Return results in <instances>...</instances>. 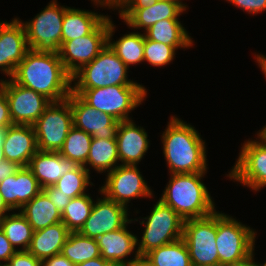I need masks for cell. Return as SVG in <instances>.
Returning <instances> with one entry per match:
<instances>
[{"label":"cell","mask_w":266,"mask_h":266,"mask_svg":"<svg viewBox=\"0 0 266 266\" xmlns=\"http://www.w3.org/2000/svg\"><path fill=\"white\" fill-rule=\"evenodd\" d=\"M76 266H116L114 263L104 260L102 257H96L83 263L77 264Z\"/></svg>","instance_id":"44"},{"label":"cell","mask_w":266,"mask_h":266,"mask_svg":"<svg viewBox=\"0 0 266 266\" xmlns=\"http://www.w3.org/2000/svg\"><path fill=\"white\" fill-rule=\"evenodd\" d=\"M86 104L107 113L117 121L131 120L129 112L140 106L146 98L144 86H108L93 89H72Z\"/></svg>","instance_id":"5"},{"label":"cell","mask_w":266,"mask_h":266,"mask_svg":"<svg viewBox=\"0 0 266 266\" xmlns=\"http://www.w3.org/2000/svg\"><path fill=\"white\" fill-rule=\"evenodd\" d=\"M41 266H76L61 253L41 260Z\"/></svg>","instance_id":"43"},{"label":"cell","mask_w":266,"mask_h":266,"mask_svg":"<svg viewBox=\"0 0 266 266\" xmlns=\"http://www.w3.org/2000/svg\"><path fill=\"white\" fill-rule=\"evenodd\" d=\"M149 0H125L124 2H144Z\"/></svg>","instance_id":"51"},{"label":"cell","mask_w":266,"mask_h":266,"mask_svg":"<svg viewBox=\"0 0 266 266\" xmlns=\"http://www.w3.org/2000/svg\"><path fill=\"white\" fill-rule=\"evenodd\" d=\"M13 125L9 114V104L4 91L0 88V129Z\"/></svg>","instance_id":"40"},{"label":"cell","mask_w":266,"mask_h":266,"mask_svg":"<svg viewBox=\"0 0 266 266\" xmlns=\"http://www.w3.org/2000/svg\"><path fill=\"white\" fill-rule=\"evenodd\" d=\"M107 16L68 7L62 24V44L90 34Z\"/></svg>","instance_id":"25"},{"label":"cell","mask_w":266,"mask_h":266,"mask_svg":"<svg viewBox=\"0 0 266 266\" xmlns=\"http://www.w3.org/2000/svg\"><path fill=\"white\" fill-rule=\"evenodd\" d=\"M258 140H248L243 144L234 167L227 175L255 191L266 187V144Z\"/></svg>","instance_id":"15"},{"label":"cell","mask_w":266,"mask_h":266,"mask_svg":"<svg viewBox=\"0 0 266 266\" xmlns=\"http://www.w3.org/2000/svg\"><path fill=\"white\" fill-rule=\"evenodd\" d=\"M92 138L90 134L73 126L59 153L79 166H86Z\"/></svg>","instance_id":"33"},{"label":"cell","mask_w":266,"mask_h":266,"mask_svg":"<svg viewBox=\"0 0 266 266\" xmlns=\"http://www.w3.org/2000/svg\"><path fill=\"white\" fill-rule=\"evenodd\" d=\"M17 252L11 245L10 241L5 236L4 232L0 230V263L9 262V259Z\"/></svg>","instance_id":"41"},{"label":"cell","mask_w":266,"mask_h":266,"mask_svg":"<svg viewBox=\"0 0 266 266\" xmlns=\"http://www.w3.org/2000/svg\"><path fill=\"white\" fill-rule=\"evenodd\" d=\"M170 118L161 139L170 174L206 172V147L200 134L180 118Z\"/></svg>","instance_id":"2"},{"label":"cell","mask_w":266,"mask_h":266,"mask_svg":"<svg viewBox=\"0 0 266 266\" xmlns=\"http://www.w3.org/2000/svg\"><path fill=\"white\" fill-rule=\"evenodd\" d=\"M150 213L140 222L145 225L142 240L136 247L140 256L183 237L184 220L170 206L159 199Z\"/></svg>","instance_id":"6"},{"label":"cell","mask_w":266,"mask_h":266,"mask_svg":"<svg viewBox=\"0 0 266 266\" xmlns=\"http://www.w3.org/2000/svg\"><path fill=\"white\" fill-rule=\"evenodd\" d=\"M73 126L90 134L93 138L116 139L119 125L114 117L86 104L77 94L70 93Z\"/></svg>","instance_id":"17"},{"label":"cell","mask_w":266,"mask_h":266,"mask_svg":"<svg viewBox=\"0 0 266 266\" xmlns=\"http://www.w3.org/2000/svg\"><path fill=\"white\" fill-rule=\"evenodd\" d=\"M117 162L119 157L116 139L92 138L85 168L88 164L99 173L106 170L109 173L118 166Z\"/></svg>","instance_id":"29"},{"label":"cell","mask_w":266,"mask_h":266,"mask_svg":"<svg viewBox=\"0 0 266 266\" xmlns=\"http://www.w3.org/2000/svg\"><path fill=\"white\" fill-rule=\"evenodd\" d=\"M94 201L89 194L72 198L61 213L62 222L70 232H79L90 216Z\"/></svg>","instance_id":"34"},{"label":"cell","mask_w":266,"mask_h":266,"mask_svg":"<svg viewBox=\"0 0 266 266\" xmlns=\"http://www.w3.org/2000/svg\"><path fill=\"white\" fill-rule=\"evenodd\" d=\"M255 59L258 62V65L260 66V68L262 69L263 74L266 77V56L258 54Z\"/></svg>","instance_id":"47"},{"label":"cell","mask_w":266,"mask_h":266,"mask_svg":"<svg viewBox=\"0 0 266 266\" xmlns=\"http://www.w3.org/2000/svg\"><path fill=\"white\" fill-rule=\"evenodd\" d=\"M176 49L164 43L152 41L145 38L144 42V61L153 66H164L174 59Z\"/></svg>","instance_id":"36"},{"label":"cell","mask_w":266,"mask_h":266,"mask_svg":"<svg viewBox=\"0 0 266 266\" xmlns=\"http://www.w3.org/2000/svg\"><path fill=\"white\" fill-rule=\"evenodd\" d=\"M29 50L23 22L14 18L0 24V70L12 77L17 65Z\"/></svg>","instance_id":"18"},{"label":"cell","mask_w":266,"mask_h":266,"mask_svg":"<svg viewBox=\"0 0 266 266\" xmlns=\"http://www.w3.org/2000/svg\"><path fill=\"white\" fill-rule=\"evenodd\" d=\"M186 4L174 0H149L144 2H124L119 8L121 19L132 29H145L166 19H179Z\"/></svg>","instance_id":"12"},{"label":"cell","mask_w":266,"mask_h":266,"mask_svg":"<svg viewBox=\"0 0 266 266\" xmlns=\"http://www.w3.org/2000/svg\"><path fill=\"white\" fill-rule=\"evenodd\" d=\"M10 211L11 210L7 207V205L3 201L2 195L0 194V216H5L7 215V212H10Z\"/></svg>","instance_id":"49"},{"label":"cell","mask_w":266,"mask_h":266,"mask_svg":"<svg viewBox=\"0 0 266 266\" xmlns=\"http://www.w3.org/2000/svg\"><path fill=\"white\" fill-rule=\"evenodd\" d=\"M140 173L135 165L119 164L106 175V182L99 192L126 207L131 198H150L153 193Z\"/></svg>","instance_id":"13"},{"label":"cell","mask_w":266,"mask_h":266,"mask_svg":"<svg viewBox=\"0 0 266 266\" xmlns=\"http://www.w3.org/2000/svg\"><path fill=\"white\" fill-rule=\"evenodd\" d=\"M21 166H19L17 163L15 162H11L8 160H3L0 163V182H2L3 180H5L7 177L15 174Z\"/></svg>","instance_id":"42"},{"label":"cell","mask_w":266,"mask_h":266,"mask_svg":"<svg viewBox=\"0 0 266 266\" xmlns=\"http://www.w3.org/2000/svg\"><path fill=\"white\" fill-rule=\"evenodd\" d=\"M2 145L5 159L21 167H27L38 151L32 125L13 124L7 127Z\"/></svg>","instance_id":"20"},{"label":"cell","mask_w":266,"mask_h":266,"mask_svg":"<svg viewBox=\"0 0 266 266\" xmlns=\"http://www.w3.org/2000/svg\"><path fill=\"white\" fill-rule=\"evenodd\" d=\"M10 266H41V260L28 251H17L10 259Z\"/></svg>","instance_id":"38"},{"label":"cell","mask_w":266,"mask_h":266,"mask_svg":"<svg viewBox=\"0 0 266 266\" xmlns=\"http://www.w3.org/2000/svg\"><path fill=\"white\" fill-rule=\"evenodd\" d=\"M42 190L47 194L50 201L54 204L57 210L62 213L66 206L69 204L70 198L61 193L60 190H58L54 185L47 186Z\"/></svg>","instance_id":"37"},{"label":"cell","mask_w":266,"mask_h":266,"mask_svg":"<svg viewBox=\"0 0 266 266\" xmlns=\"http://www.w3.org/2000/svg\"><path fill=\"white\" fill-rule=\"evenodd\" d=\"M61 254L75 265L101 257L97 240L83 236L79 232H70Z\"/></svg>","instance_id":"30"},{"label":"cell","mask_w":266,"mask_h":266,"mask_svg":"<svg viewBox=\"0 0 266 266\" xmlns=\"http://www.w3.org/2000/svg\"><path fill=\"white\" fill-rule=\"evenodd\" d=\"M234 6L251 14H258L266 10V0H226Z\"/></svg>","instance_id":"39"},{"label":"cell","mask_w":266,"mask_h":266,"mask_svg":"<svg viewBox=\"0 0 266 266\" xmlns=\"http://www.w3.org/2000/svg\"><path fill=\"white\" fill-rule=\"evenodd\" d=\"M34 231L62 222L61 213L42 190L20 210Z\"/></svg>","instance_id":"26"},{"label":"cell","mask_w":266,"mask_h":266,"mask_svg":"<svg viewBox=\"0 0 266 266\" xmlns=\"http://www.w3.org/2000/svg\"><path fill=\"white\" fill-rule=\"evenodd\" d=\"M0 266H10V265L8 263H4V264L0 263Z\"/></svg>","instance_id":"53"},{"label":"cell","mask_w":266,"mask_h":266,"mask_svg":"<svg viewBox=\"0 0 266 266\" xmlns=\"http://www.w3.org/2000/svg\"><path fill=\"white\" fill-rule=\"evenodd\" d=\"M6 133V129H0V163L5 160L4 152H3V140Z\"/></svg>","instance_id":"48"},{"label":"cell","mask_w":266,"mask_h":266,"mask_svg":"<svg viewBox=\"0 0 266 266\" xmlns=\"http://www.w3.org/2000/svg\"><path fill=\"white\" fill-rule=\"evenodd\" d=\"M69 234L63 222L36 230L27 251L40 260L60 254Z\"/></svg>","instance_id":"24"},{"label":"cell","mask_w":266,"mask_h":266,"mask_svg":"<svg viewBox=\"0 0 266 266\" xmlns=\"http://www.w3.org/2000/svg\"><path fill=\"white\" fill-rule=\"evenodd\" d=\"M41 191L42 188L28 167H20L15 174L0 182V194L11 211H20Z\"/></svg>","instance_id":"19"},{"label":"cell","mask_w":266,"mask_h":266,"mask_svg":"<svg viewBox=\"0 0 266 266\" xmlns=\"http://www.w3.org/2000/svg\"><path fill=\"white\" fill-rule=\"evenodd\" d=\"M206 172L171 174L161 198L183 220L204 218L213 214L215 203L201 179Z\"/></svg>","instance_id":"3"},{"label":"cell","mask_w":266,"mask_h":266,"mask_svg":"<svg viewBox=\"0 0 266 266\" xmlns=\"http://www.w3.org/2000/svg\"><path fill=\"white\" fill-rule=\"evenodd\" d=\"M118 157L122 165H135L144 158L149 148V139L143 127L133 120L121 121L116 131Z\"/></svg>","instance_id":"21"},{"label":"cell","mask_w":266,"mask_h":266,"mask_svg":"<svg viewBox=\"0 0 266 266\" xmlns=\"http://www.w3.org/2000/svg\"><path fill=\"white\" fill-rule=\"evenodd\" d=\"M115 25L109 18L107 44L119 57V59L129 68V65L144 62V33L131 32L120 37L117 41H112Z\"/></svg>","instance_id":"27"},{"label":"cell","mask_w":266,"mask_h":266,"mask_svg":"<svg viewBox=\"0 0 266 266\" xmlns=\"http://www.w3.org/2000/svg\"><path fill=\"white\" fill-rule=\"evenodd\" d=\"M77 166L73 160L63 157L59 152L38 150L27 167L43 189L55 185L64 174Z\"/></svg>","instance_id":"22"},{"label":"cell","mask_w":266,"mask_h":266,"mask_svg":"<svg viewBox=\"0 0 266 266\" xmlns=\"http://www.w3.org/2000/svg\"><path fill=\"white\" fill-rule=\"evenodd\" d=\"M90 169L84 166H77L72 171L64 174L56 183L55 187L70 199L87 194L88 185H93L90 180Z\"/></svg>","instance_id":"35"},{"label":"cell","mask_w":266,"mask_h":266,"mask_svg":"<svg viewBox=\"0 0 266 266\" xmlns=\"http://www.w3.org/2000/svg\"><path fill=\"white\" fill-rule=\"evenodd\" d=\"M0 88L6 95L13 124L33 125L51 103L44 95L20 86L12 79L1 80Z\"/></svg>","instance_id":"14"},{"label":"cell","mask_w":266,"mask_h":266,"mask_svg":"<svg viewBox=\"0 0 266 266\" xmlns=\"http://www.w3.org/2000/svg\"><path fill=\"white\" fill-rule=\"evenodd\" d=\"M216 235L217 211L204 218L184 220L182 238L188 248L192 266H219Z\"/></svg>","instance_id":"9"},{"label":"cell","mask_w":266,"mask_h":266,"mask_svg":"<svg viewBox=\"0 0 266 266\" xmlns=\"http://www.w3.org/2000/svg\"><path fill=\"white\" fill-rule=\"evenodd\" d=\"M4 216H0V230H1V227H2V219H3Z\"/></svg>","instance_id":"52"},{"label":"cell","mask_w":266,"mask_h":266,"mask_svg":"<svg viewBox=\"0 0 266 266\" xmlns=\"http://www.w3.org/2000/svg\"><path fill=\"white\" fill-rule=\"evenodd\" d=\"M135 258L127 266H155L151 263L145 256H140L138 252L135 251Z\"/></svg>","instance_id":"46"},{"label":"cell","mask_w":266,"mask_h":266,"mask_svg":"<svg viewBox=\"0 0 266 266\" xmlns=\"http://www.w3.org/2000/svg\"><path fill=\"white\" fill-rule=\"evenodd\" d=\"M254 252H252L250 255H248L246 258L237 261V262H233L224 266H260V264L254 262Z\"/></svg>","instance_id":"45"},{"label":"cell","mask_w":266,"mask_h":266,"mask_svg":"<svg viewBox=\"0 0 266 266\" xmlns=\"http://www.w3.org/2000/svg\"><path fill=\"white\" fill-rule=\"evenodd\" d=\"M131 219L124 227L121 229L108 232L99 236L96 240L100 249L101 257L104 260L114 263L116 266L128 265L131 260H125L128 255L137 250V242L139 241L137 236L132 234L127 230V225L132 223Z\"/></svg>","instance_id":"23"},{"label":"cell","mask_w":266,"mask_h":266,"mask_svg":"<svg viewBox=\"0 0 266 266\" xmlns=\"http://www.w3.org/2000/svg\"><path fill=\"white\" fill-rule=\"evenodd\" d=\"M18 212L19 213H13L11 215L9 213V215L7 214L3 217L1 230L4 232L15 250L27 251L30 246L34 230L25 216L20 211ZM18 246H21L22 248L18 249Z\"/></svg>","instance_id":"31"},{"label":"cell","mask_w":266,"mask_h":266,"mask_svg":"<svg viewBox=\"0 0 266 266\" xmlns=\"http://www.w3.org/2000/svg\"><path fill=\"white\" fill-rule=\"evenodd\" d=\"M52 0L29 22H23L29 49L37 52L59 53L62 45V24L65 10Z\"/></svg>","instance_id":"8"},{"label":"cell","mask_w":266,"mask_h":266,"mask_svg":"<svg viewBox=\"0 0 266 266\" xmlns=\"http://www.w3.org/2000/svg\"><path fill=\"white\" fill-rule=\"evenodd\" d=\"M256 232L232 216L217 212L216 245L219 266L246 258L254 251Z\"/></svg>","instance_id":"7"},{"label":"cell","mask_w":266,"mask_h":266,"mask_svg":"<svg viewBox=\"0 0 266 266\" xmlns=\"http://www.w3.org/2000/svg\"><path fill=\"white\" fill-rule=\"evenodd\" d=\"M40 151L59 152L73 127L70 95L59 102H51L32 125Z\"/></svg>","instance_id":"10"},{"label":"cell","mask_w":266,"mask_h":266,"mask_svg":"<svg viewBox=\"0 0 266 266\" xmlns=\"http://www.w3.org/2000/svg\"><path fill=\"white\" fill-rule=\"evenodd\" d=\"M11 79L44 95L51 102L65 100L72 92V76L65 69L59 53L29 49Z\"/></svg>","instance_id":"1"},{"label":"cell","mask_w":266,"mask_h":266,"mask_svg":"<svg viewBox=\"0 0 266 266\" xmlns=\"http://www.w3.org/2000/svg\"><path fill=\"white\" fill-rule=\"evenodd\" d=\"M145 257L155 266H192L183 238L160 246L147 253Z\"/></svg>","instance_id":"32"},{"label":"cell","mask_w":266,"mask_h":266,"mask_svg":"<svg viewBox=\"0 0 266 266\" xmlns=\"http://www.w3.org/2000/svg\"><path fill=\"white\" fill-rule=\"evenodd\" d=\"M178 20L166 19L156 22L146 30L145 38L173 46L176 50L191 47L193 45L192 38Z\"/></svg>","instance_id":"28"},{"label":"cell","mask_w":266,"mask_h":266,"mask_svg":"<svg viewBox=\"0 0 266 266\" xmlns=\"http://www.w3.org/2000/svg\"><path fill=\"white\" fill-rule=\"evenodd\" d=\"M128 69L111 47L106 44L90 63L84 65L72 76V82H74L72 89H93L114 85L143 86L128 80Z\"/></svg>","instance_id":"4"},{"label":"cell","mask_w":266,"mask_h":266,"mask_svg":"<svg viewBox=\"0 0 266 266\" xmlns=\"http://www.w3.org/2000/svg\"><path fill=\"white\" fill-rule=\"evenodd\" d=\"M109 16L88 35L64 42L59 51L60 59L73 76L84 65L90 63L106 46Z\"/></svg>","instance_id":"11"},{"label":"cell","mask_w":266,"mask_h":266,"mask_svg":"<svg viewBox=\"0 0 266 266\" xmlns=\"http://www.w3.org/2000/svg\"><path fill=\"white\" fill-rule=\"evenodd\" d=\"M257 137L266 144V125L257 133Z\"/></svg>","instance_id":"50"},{"label":"cell","mask_w":266,"mask_h":266,"mask_svg":"<svg viewBox=\"0 0 266 266\" xmlns=\"http://www.w3.org/2000/svg\"><path fill=\"white\" fill-rule=\"evenodd\" d=\"M126 206L108 199L105 195L94 202L90 216L85 221L79 233L83 236L97 239L99 236L124 227L128 219Z\"/></svg>","instance_id":"16"}]
</instances>
